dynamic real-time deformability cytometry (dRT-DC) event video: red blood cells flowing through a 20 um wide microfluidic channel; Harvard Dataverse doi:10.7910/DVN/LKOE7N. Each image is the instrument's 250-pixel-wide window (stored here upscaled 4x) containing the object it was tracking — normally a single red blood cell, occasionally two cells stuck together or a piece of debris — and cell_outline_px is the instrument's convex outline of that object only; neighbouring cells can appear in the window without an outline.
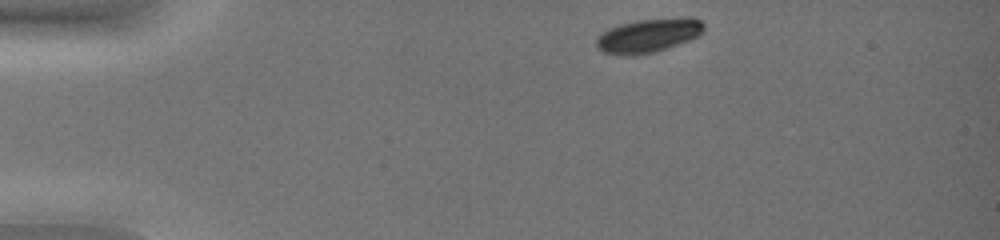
{"species": "common noctule bat (a hibernating species)", "species_latin": "Nyctalus noctula", "temperature_condition": "warm", "stored_images_in_passage": 9, "camera_frame_rate_fps": 3000, "um_per_image_px": 0.085, "animal": {"sex": "female", "body_mass_g": 19.0, "forearm_length_mm": 51.5}, "frame": {"image": 1, "passage_image": 1, "time_ms": 0.0, "image_size_px": [1000, 240], "cell_outline_px": [[704, 28], [700, 36], [668, 48], [656, 52], [636, 56], [620, 56], [604, 52], [596, 48], [596, 36], [600, 32], [608, 28], [620, 24], [636, 20], [688, 16], [692, 16], [700, 20], [704, 24]], "centroid_in_image_um": [55.1, 3.02], "position_along_channel_um": 29.9, "area_um2": 21.96}}